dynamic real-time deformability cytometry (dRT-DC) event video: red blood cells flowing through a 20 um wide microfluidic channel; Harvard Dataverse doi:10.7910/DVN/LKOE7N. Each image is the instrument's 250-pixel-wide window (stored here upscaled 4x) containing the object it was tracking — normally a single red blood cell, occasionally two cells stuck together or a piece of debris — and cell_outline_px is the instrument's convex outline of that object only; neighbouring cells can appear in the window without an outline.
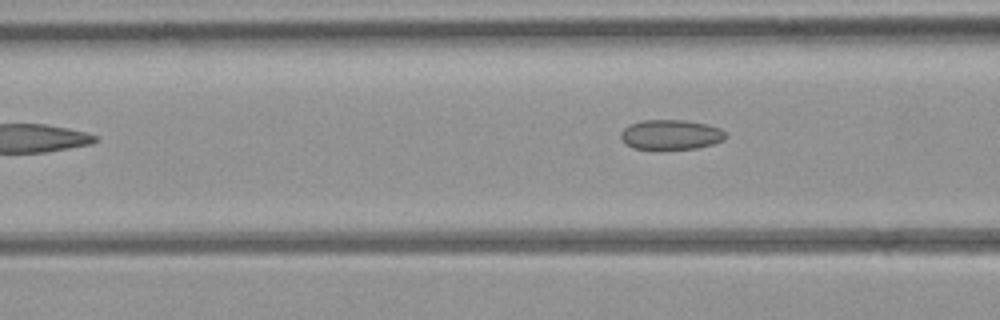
{"species": "common noctule bat (a hibernating species)", "species_latin": "Nyctalus noctula", "temperature_condition": "room temperature", "stored_images_in_passage": 10, "camera_frame_rate_fps": 3000, "um_per_image_px": 0.085, "animal": {"sex": "female", "body_mass_g": 21.9}, "frame": {"image": 1, "passage_image": 5, "time_ms": 4.667, "image_size_px": [1000, 320], "cell_outline_px": [[728, 136], [724, 140], [712, 144], [696, 148], [632, 148], [624, 144], [620, 140], [620, 132], [628, 124], [644, 120], [684, 120], [704, 124], [720, 128]], "centroid_in_image_um": [56.98, 11.43], "position_along_channel_um": 109.6, "area_um2": 18.15}}
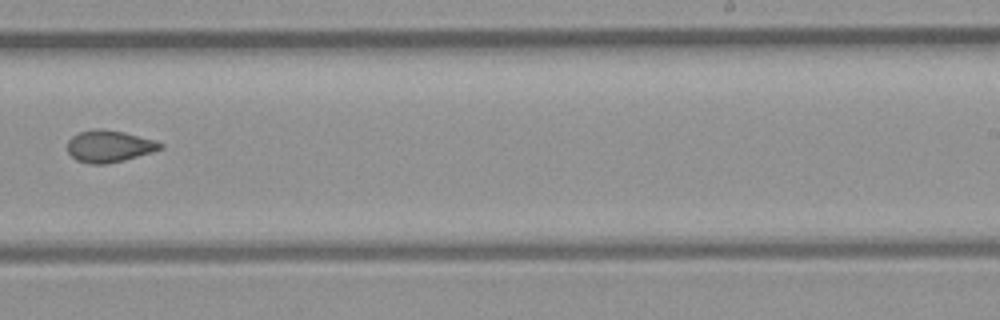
{"frame": {"image": 2, "passage_image": 9, "time_ms": 10.0, "image_size_px": [1000, 320], "cell_outline_px": [[164, 148], [152, 152], [124, 160], [104, 164], [92, 164], [76, 160], [68, 152], [68, 140], [72, 136], [80, 132], [96, 128], [124, 132], [152, 140], [164, 144]], "centroid_in_image_um": [9.27, 12.43], "position_along_channel_um": 279.7, "area_um2": 17.05}}
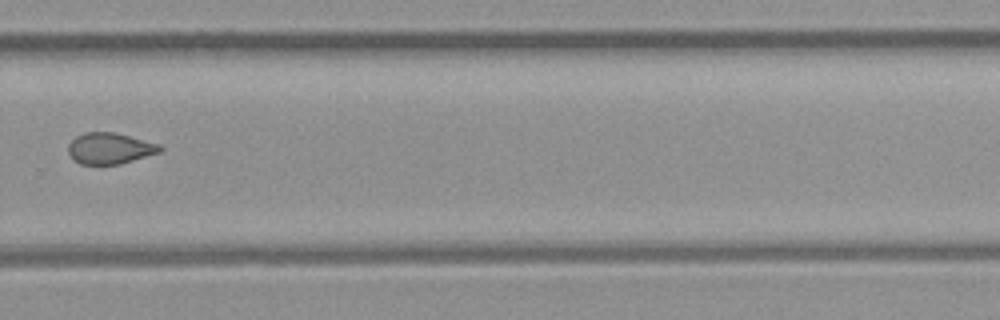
{"frame": {"image": 3, "passage_image": 10, "time_ms": 11.0, "image_size_px": [1000, 320], "cell_outline_px": [[164, 148], [160, 152], [120, 164], [80, 164], [72, 160], [68, 152], [68, 144], [76, 136], [84, 132], [116, 132], [160, 144]], "centroid_in_image_um": [9.32, 12.6], "position_along_channel_um": 320.5, "area_um2": 16.82}}